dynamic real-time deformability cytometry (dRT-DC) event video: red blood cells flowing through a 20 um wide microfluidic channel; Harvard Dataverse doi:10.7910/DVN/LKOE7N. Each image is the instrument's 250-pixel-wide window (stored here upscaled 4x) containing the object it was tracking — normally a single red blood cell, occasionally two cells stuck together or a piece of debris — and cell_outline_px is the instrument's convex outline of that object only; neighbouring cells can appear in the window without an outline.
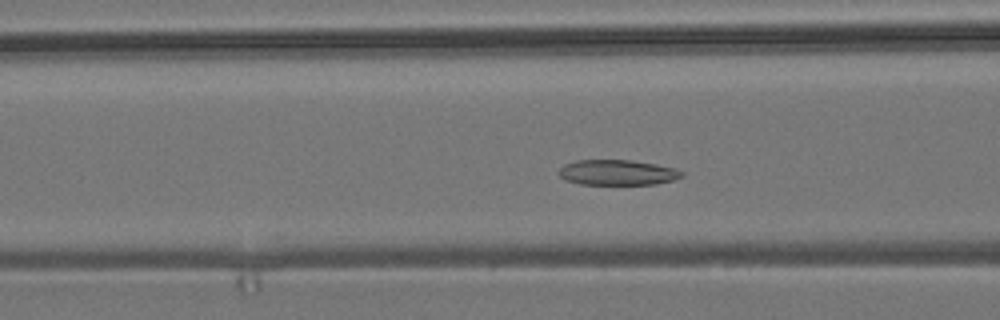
{"species": "common noctule bat (a hibernating species)", "species_latin": "Nyctalus noctula", "temperature_condition": "room temperature", "stored_images_in_passage": 50, "camera_frame_rate_fps": 3000, "um_per_image_px": 0.085, "animal": {"sex": "male", "body_mass_g": 19.2, "forearm_length_mm": 51.8}, "frame": {"image": 1, "passage_image": 15, "time_ms": 4.667, "image_size_px": [1000, 320], "cell_outline_px": [[684, 176], [672, 180], [656, 184], [580, 184], [564, 180], [556, 172], [564, 164], [576, 160], [628, 160], [656, 164], [676, 168], [684, 172]], "centroid_in_image_um": [52.46, 14.66], "position_along_channel_um": 114.1, "area_um2": 18.26}}
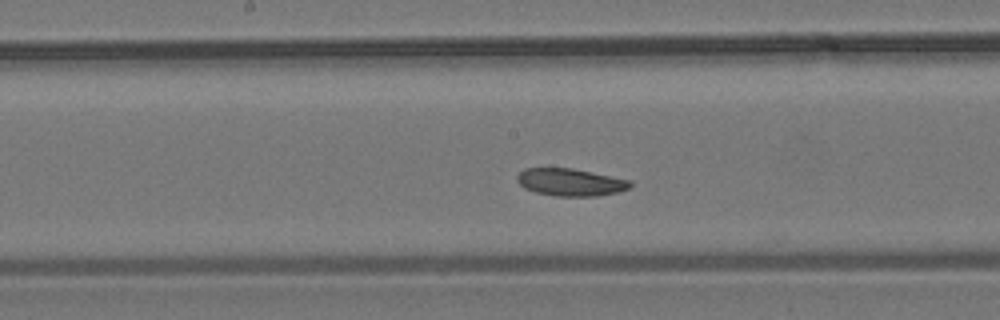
{"frame": {"image": 2, "passage_image": 22, "time_ms": 7.0, "image_size_px": [1000, 320], "cell_outline_px": [[632, 184], [628, 188], [616, 192], [596, 196], [556, 196], [536, 192], [524, 188], [516, 180], [516, 176], [524, 168], [572, 168], [632, 180]], "centroid_in_image_um": [48.47, 15.48], "position_along_channel_um": 199.7, "area_um2": 18.03}}
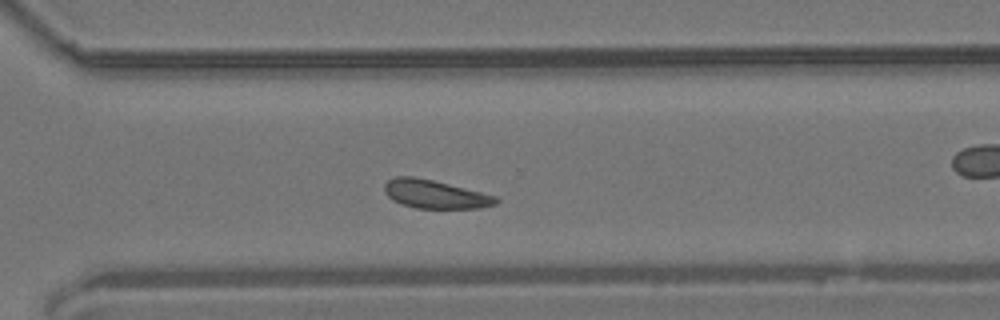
{"frame": {"image": 3, "passage_image": 33, "time_ms": 10.667, "image_size_px": [1000, 320], "cell_outline_px": [[500, 200], [496, 204], [476, 208], [416, 208], [400, 204], [392, 200], [384, 192], [384, 184], [388, 180], [396, 176], [416, 176], [496, 196]], "centroid_in_image_um": [36.93, 16.5], "position_along_channel_um": 333.7, "area_um2": 18.38}, "authors_computed_cell_mechanics": {"area_um2": 18.9295, "velocity_mm_per_s": 3.6643, "shape_relaxation_time_tau1_ms": null, "shape_relaxation_time_tau2_ms": 6.8606, "deformation_change_tau1": null, "deformation_change_tau2": 0.1186}}